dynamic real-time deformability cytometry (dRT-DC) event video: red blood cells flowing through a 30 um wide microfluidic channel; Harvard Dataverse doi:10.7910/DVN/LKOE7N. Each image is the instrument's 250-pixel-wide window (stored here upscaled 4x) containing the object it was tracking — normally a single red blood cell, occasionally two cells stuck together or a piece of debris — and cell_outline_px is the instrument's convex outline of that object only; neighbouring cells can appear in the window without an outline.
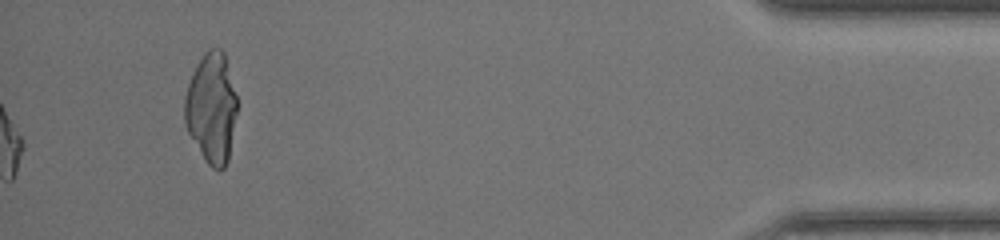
{"species": "common noctule bat (a hibernating species)", "species_latin": "Nyctalus noctula", "temperature_condition": "warm", "stored_images_in_passage": 47, "segment_of_instrument_passage": [2, 2], "camera_frame_rate_fps": 3000, "um_per_image_px": 0.085, "animal": {"sex": "female", "body_mass_g": 17.0, "forearm_length_mm": 48.0}, "frame": {"image": 1, "passage_image": 47, "time_ms": 15.333, "image_size_px": [1000, 240], "cell_outline_px": [[240, 104], [228, 160], [224, 168], [220, 172], [212, 168], [208, 164], [188, 132], [184, 124], [184, 96], [188, 84], [196, 64], [204, 52], [208, 48], [220, 48], [224, 52]], "centroid_in_image_um": [18.01, 9.17], "position_along_channel_um": 417.2, "area_um2": 34.51}}